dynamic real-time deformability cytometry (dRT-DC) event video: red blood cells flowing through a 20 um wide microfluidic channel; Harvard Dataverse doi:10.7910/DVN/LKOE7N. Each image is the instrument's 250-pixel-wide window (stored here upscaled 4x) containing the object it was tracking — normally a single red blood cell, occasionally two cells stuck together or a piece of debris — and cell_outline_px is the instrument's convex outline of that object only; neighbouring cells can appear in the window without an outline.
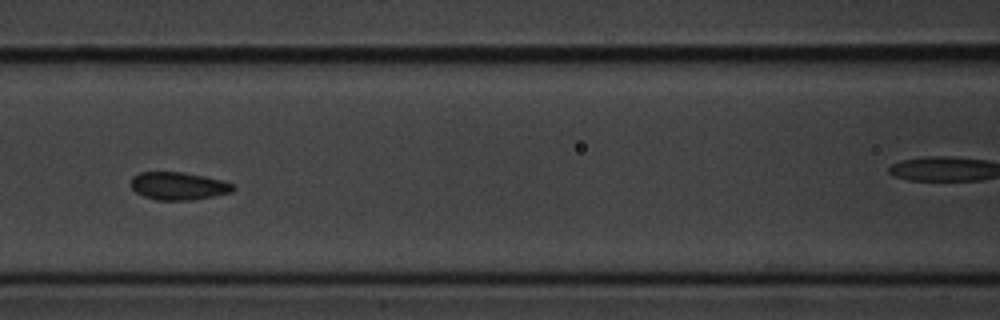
{"species": "common noctule bat (a hibernating species)", "species_latin": "Nyctalus noctula", "temperature_condition": "cold", "stored_images_in_passage": 10, "camera_frame_rate_fps": 3000, "um_per_image_px": 0.085, "animal": {"sex": "male", "body_mass_g": 20.1, "forearm_length_mm": 53.5}, "frame": {"image": 1, "passage_image": 7, "time_ms": 2.0, "image_size_px": [1000, 320], "cell_outline_px": [[236, 188], [232, 192], [192, 200], [156, 200], [144, 196], [136, 192], [128, 184], [132, 176], [140, 172], [184, 172], [224, 180], [236, 184]], "centroid_in_image_um": [15.17, 15.8], "position_along_channel_um": 151.4, "area_um2": 16.82}}
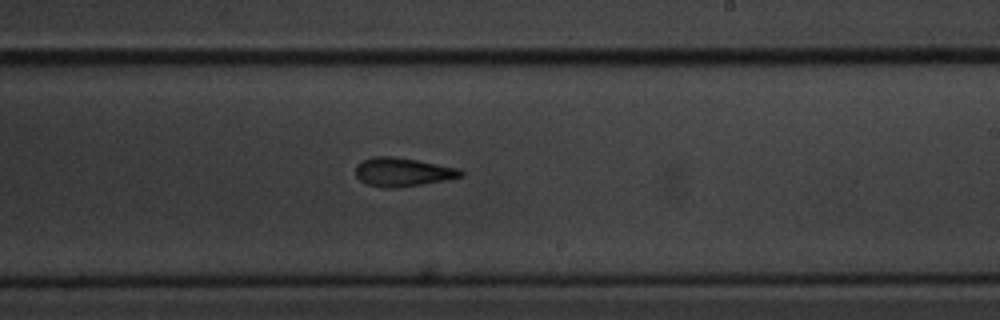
{"frame": {"image": 2, "passage_image": 10, "time_ms": 3.0, "image_size_px": [1000, 320], "cell_outline_px": [[464, 176], [444, 180], [396, 188], [384, 188], [368, 184], [360, 180], [356, 176], [356, 164], [372, 156], [392, 156], [416, 160], [460, 168], [464, 172]], "centroid_in_image_um": [34.23, 14.62], "position_along_channel_um": 254.8, "area_um2": 17.51}}